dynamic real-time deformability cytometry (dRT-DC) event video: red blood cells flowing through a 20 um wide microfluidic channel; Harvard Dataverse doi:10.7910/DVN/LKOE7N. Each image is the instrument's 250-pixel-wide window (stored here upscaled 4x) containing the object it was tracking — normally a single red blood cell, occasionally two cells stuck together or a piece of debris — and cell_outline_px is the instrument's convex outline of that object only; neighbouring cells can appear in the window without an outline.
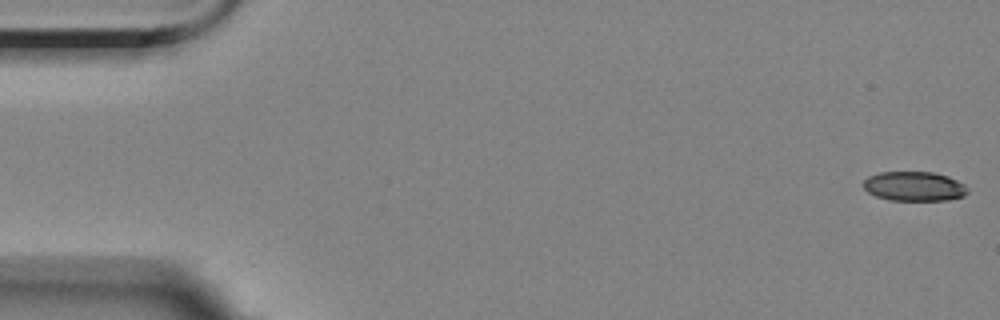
{"species": "Egyptian fruit bat (a non-hibernating species)", "species_latin": "Rousettus aegyptiacus", "temperature_condition": "room temperature", "stored_images_in_passage": 5, "camera_frame_rate_fps": 3000, "um_per_image_px": 0.085, "animal": {"sex": "female"}, "frame": {"image": 1, "passage_image": 1, "time_ms": 0.0, "image_size_px": [1000, 320], "cell_outline_px": [[968, 192], [964, 196], [948, 200], [892, 200], [876, 196], [868, 192], [864, 188], [864, 180], [868, 176], [880, 172], [932, 172], [948, 176], [964, 184], [968, 188]], "centroid_in_image_um": [77.72, 15.83], "position_along_channel_um": 7.3, "area_um2": 17.86}}
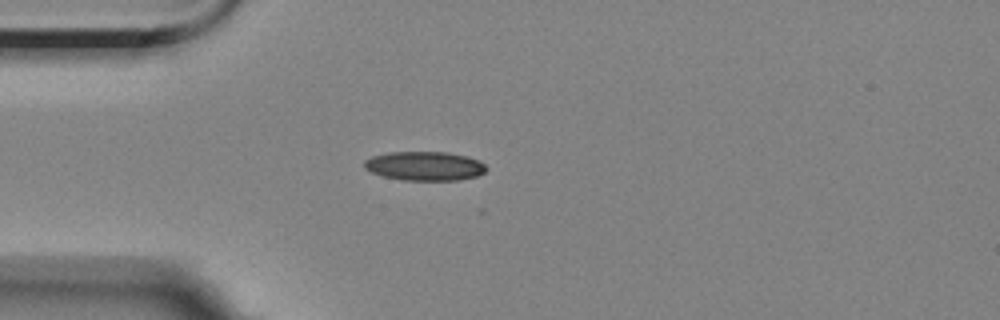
{"frame": {"image": 2, "passage_image": 5, "time_ms": 4.667, "image_size_px": [1000, 320], "cell_outline_px": [[488, 168], [484, 172], [476, 176], [460, 180], [404, 180], [384, 176], [372, 172], [364, 168], [364, 160], [372, 156], [388, 152], [448, 152], [468, 156], [480, 160]], "centroid_in_image_um": [36.12, 14.1], "position_along_channel_um": 48.9, "area_um2": 20.75}}